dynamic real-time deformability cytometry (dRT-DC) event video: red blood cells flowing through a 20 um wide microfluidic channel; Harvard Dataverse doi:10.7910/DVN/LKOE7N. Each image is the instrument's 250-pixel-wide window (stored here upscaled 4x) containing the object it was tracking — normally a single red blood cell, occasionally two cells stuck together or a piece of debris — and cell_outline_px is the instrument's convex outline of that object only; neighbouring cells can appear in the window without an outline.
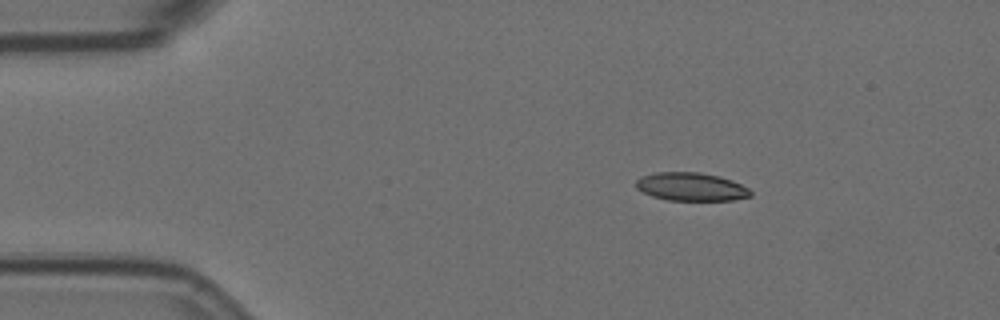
{"species": "Egyptian fruit bat (a non-hibernating species)", "species_latin": "Rousettus aegyptiacus", "temperature_condition": "room temperature", "stored_images_in_passage": 3, "camera_frame_rate_fps": 3000, "um_per_image_px": 0.085, "animal": {"sex": "female"}, "frame": {"image": 1, "passage_image": 1, "time_ms": 0.0, "image_size_px": [1000, 320], "cell_outline_px": [[752, 196], [732, 200], [668, 200], [652, 196], [636, 188], [636, 180], [640, 176], [656, 172], [700, 172], [720, 176], [732, 180], [748, 188], [752, 192]], "centroid_in_image_um": [58.74, 15.86], "position_along_channel_um": 26.3, "area_um2": 18.9}}